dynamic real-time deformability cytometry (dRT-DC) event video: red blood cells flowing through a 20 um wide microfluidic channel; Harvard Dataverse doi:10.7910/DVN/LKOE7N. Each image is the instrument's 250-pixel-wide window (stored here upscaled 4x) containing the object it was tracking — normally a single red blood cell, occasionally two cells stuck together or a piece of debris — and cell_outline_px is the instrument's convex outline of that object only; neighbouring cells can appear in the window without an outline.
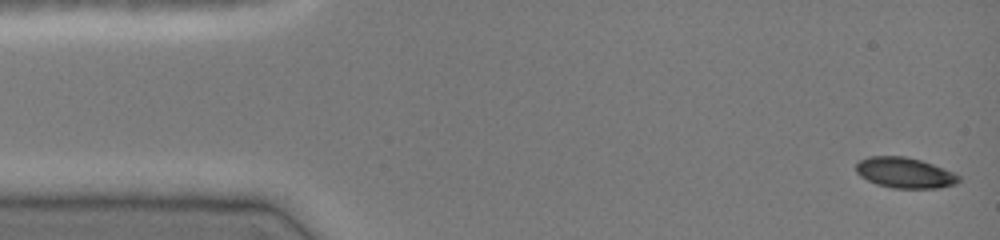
{"species": "common noctule bat (a hibernating species)", "species_latin": "Nyctalus noctula", "temperature_condition": "cold", "stored_images_in_passage": 46, "camera_frame_rate_fps": 3000, "um_per_image_px": 0.085, "animal": {"sex": "female", "body_mass_g": 19.0, "forearm_length_mm": 51.5}, "frame": {"image": 1, "passage_image": 1, "time_ms": 0.0, "image_size_px": [1000, 240], "cell_outline_px": [[960, 180], [956, 184], [936, 188], [896, 188], [876, 184], [860, 176], [856, 172], [856, 164], [860, 160], [868, 156], [904, 156], [920, 160], [956, 172], [960, 176]], "centroid_in_image_um": [76.92, 14.68], "position_along_channel_um": 8.1, "area_um2": 18.32}}
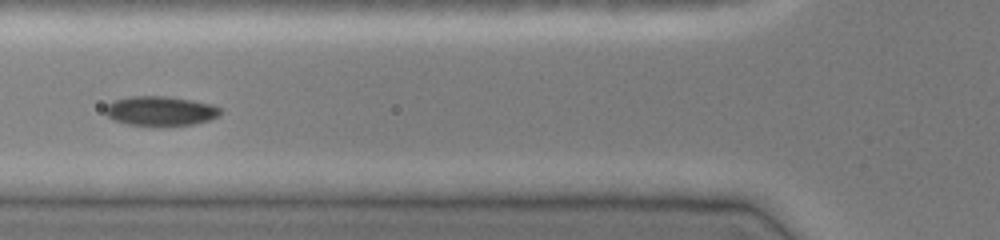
{"frame": {"image": 2, "passage_image": 17, "time_ms": 5.333, "image_size_px": [1000, 240], "cell_outline_px": [[220, 116], [208, 120], [192, 124], [128, 124], [116, 120], [108, 116], [104, 112], [104, 108], [112, 100], [132, 96], [164, 96], [212, 104], [220, 108]], "centroid_in_image_um": [13.61, 9.4], "position_along_channel_um": 112.2, "area_um2": 19.19}}
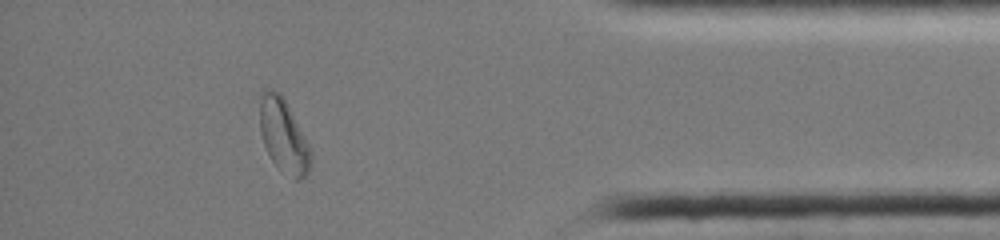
{"frame": {"image": 3, "passage_image": 41, "time_ms": 13.333, "image_size_px": [1000, 240], "cell_outline_px": [[312, 164], [308, 172], [300, 180], [292, 180], [276, 168], [264, 144], [260, 132], [260, 96], [264, 88], [272, 88], [280, 92], [284, 96], [312, 152]], "centroid_in_image_um": [24.1, 11.56], "position_along_channel_um": 411.1, "area_um2": 22.31}, "authors_computed_cell_mechanics": {"area_um2": 19.1318, "velocity_mm_per_s": 4.0513, "shape_relaxation_time_tau1_ms": 3.877, "shape_relaxation_time_tau2_ms": null, "deformation_change_tau1": 0.1106, "deformation_change_tau2": null}}